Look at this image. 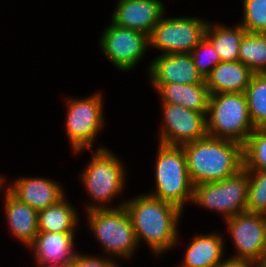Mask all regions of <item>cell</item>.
I'll return each instance as SVG.
<instances>
[{"instance_id": "cell-1", "label": "cell", "mask_w": 266, "mask_h": 267, "mask_svg": "<svg viewBox=\"0 0 266 267\" xmlns=\"http://www.w3.org/2000/svg\"><path fill=\"white\" fill-rule=\"evenodd\" d=\"M193 186L218 182L244 168L243 145L207 135L182 145Z\"/></svg>"}, {"instance_id": "cell-2", "label": "cell", "mask_w": 266, "mask_h": 267, "mask_svg": "<svg viewBox=\"0 0 266 267\" xmlns=\"http://www.w3.org/2000/svg\"><path fill=\"white\" fill-rule=\"evenodd\" d=\"M130 215L137 242L143 238L155 253L176 244V223L181 210L150 195L123 203Z\"/></svg>"}, {"instance_id": "cell-3", "label": "cell", "mask_w": 266, "mask_h": 267, "mask_svg": "<svg viewBox=\"0 0 266 267\" xmlns=\"http://www.w3.org/2000/svg\"><path fill=\"white\" fill-rule=\"evenodd\" d=\"M206 119L207 134L242 145L255 129L251 123L245 93L210 94ZM225 136V137H224Z\"/></svg>"}, {"instance_id": "cell-4", "label": "cell", "mask_w": 266, "mask_h": 267, "mask_svg": "<svg viewBox=\"0 0 266 267\" xmlns=\"http://www.w3.org/2000/svg\"><path fill=\"white\" fill-rule=\"evenodd\" d=\"M157 157V191L149 195L183 211L185 201L188 198L192 200L194 188L188 173L185 151L182 146L160 144Z\"/></svg>"}, {"instance_id": "cell-5", "label": "cell", "mask_w": 266, "mask_h": 267, "mask_svg": "<svg viewBox=\"0 0 266 267\" xmlns=\"http://www.w3.org/2000/svg\"><path fill=\"white\" fill-rule=\"evenodd\" d=\"M91 230L97 235L106 252L117 256H131L137 240L132 221L123 204L119 208L88 206Z\"/></svg>"}, {"instance_id": "cell-6", "label": "cell", "mask_w": 266, "mask_h": 267, "mask_svg": "<svg viewBox=\"0 0 266 267\" xmlns=\"http://www.w3.org/2000/svg\"><path fill=\"white\" fill-rule=\"evenodd\" d=\"M248 183V171L243 168L221 181L195 185L192 201L221 211L227 219L246 212Z\"/></svg>"}, {"instance_id": "cell-7", "label": "cell", "mask_w": 266, "mask_h": 267, "mask_svg": "<svg viewBox=\"0 0 266 267\" xmlns=\"http://www.w3.org/2000/svg\"><path fill=\"white\" fill-rule=\"evenodd\" d=\"M206 27L207 22L198 18H161L148 39L164 54L191 53L204 38Z\"/></svg>"}, {"instance_id": "cell-8", "label": "cell", "mask_w": 266, "mask_h": 267, "mask_svg": "<svg viewBox=\"0 0 266 267\" xmlns=\"http://www.w3.org/2000/svg\"><path fill=\"white\" fill-rule=\"evenodd\" d=\"M66 129L68 138L79 152L86 146L92 147V141L103 123L102 102L99 94L84 100H69Z\"/></svg>"}, {"instance_id": "cell-9", "label": "cell", "mask_w": 266, "mask_h": 267, "mask_svg": "<svg viewBox=\"0 0 266 267\" xmlns=\"http://www.w3.org/2000/svg\"><path fill=\"white\" fill-rule=\"evenodd\" d=\"M165 126L160 144L182 146L206 137L207 113L196 112L175 103H163Z\"/></svg>"}, {"instance_id": "cell-10", "label": "cell", "mask_w": 266, "mask_h": 267, "mask_svg": "<svg viewBox=\"0 0 266 267\" xmlns=\"http://www.w3.org/2000/svg\"><path fill=\"white\" fill-rule=\"evenodd\" d=\"M82 175L86 189L98 201L106 202L122 190L124 171L117 158L105 149H99Z\"/></svg>"}, {"instance_id": "cell-11", "label": "cell", "mask_w": 266, "mask_h": 267, "mask_svg": "<svg viewBox=\"0 0 266 267\" xmlns=\"http://www.w3.org/2000/svg\"><path fill=\"white\" fill-rule=\"evenodd\" d=\"M227 222L239 252L235 257L260 264L266 252V216L246 211L227 218Z\"/></svg>"}, {"instance_id": "cell-12", "label": "cell", "mask_w": 266, "mask_h": 267, "mask_svg": "<svg viewBox=\"0 0 266 267\" xmlns=\"http://www.w3.org/2000/svg\"><path fill=\"white\" fill-rule=\"evenodd\" d=\"M104 32L101 47L111 62L121 70H130L141 59L149 44L148 35L144 32L114 23Z\"/></svg>"}, {"instance_id": "cell-13", "label": "cell", "mask_w": 266, "mask_h": 267, "mask_svg": "<svg viewBox=\"0 0 266 267\" xmlns=\"http://www.w3.org/2000/svg\"><path fill=\"white\" fill-rule=\"evenodd\" d=\"M149 71L153 84L206 83L190 53L163 54L155 59Z\"/></svg>"}, {"instance_id": "cell-14", "label": "cell", "mask_w": 266, "mask_h": 267, "mask_svg": "<svg viewBox=\"0 0 266 267\" xmlns=\"http://www.w3.org/2000/svg\"><path fill=\"white\" fill-rule=\"evenodd\" d=\"M163 12V4L158 0H120L112 23L149 35Z\"/></svg>"}, {"instance_id": "cell-15", "label": "cell", "mask_w": 266, "mask_h": 267, "mask_svg": "<svg viewBox=\"0 0 266 267\" xmlns=\"http://www.w3.org/2000/svg\"><path fill=\"white\" fill-rule=\"evenodd\" d=\"M8 191L37 211L57 203L64 197L56 182L44 178H21Z\"/></svg>"}, {"instance_id": "cell-16", "label": "cell", "mask_w": 266, "mask_h": 267, "mask_svg": "<svg viewBox=\"0 0 266 267\" xmlns=\"http://www.w3.org/2000/svg\"><path fill=\"white\" fill-rule=\"evenodd\" d=\"M254 73L240 61L219 62L205 78L209 94L245 93Z\"/></svg>"}, {"instance_id": "cell-17", "label": "cell", "mask_w": 266, "mask_h": 267, "mask_svg": "<svg viewBox=\"0 0 266 267\" xmlns=\"http://www.w3.org/2000/svg\"><path fill=\"white\" fill-rule=\"evenodd\" d=\"M73 234L38 231L29 246L34 247L38 263L41 265L53 263L69 266L77 255L72 251Z\"/></svg>"}, {"instance_id": "cell-18", "label": "cell", "mask_w": 266, "mask_h": 267, "mask_svg": "<svg viewBox=\"0 0 266 267\" xmlns=\"http://www.w3.org/2000/svg\"><path fill=\"white\" fill-rule=\"evenodd\" d=\"M162 96V103H175L196 112L207 113L209 91L206 83L153 84Z\"/></svg>"}, {"instance_id": "cell-19", "label": "cell", "mask_w": 266, "mask_h": 267, "mask_svg": "<svg viewBox=\"0 0 266 267\" xmlns=\"http://www.w3.org/2000/svg\"><path fill=\"white\" fill-rule=\"evenodd\" d=\"M5 212L14 235L30 245L38 233V211L6 191Z\"/></svg>"}, {"instance_id": "cell-20", "label": "cell", "mask_w": 266, "mask_h": 267, "mask_svg": "<svg viewBox=\"0 0 266 267\" xmlns=\"http://www.w3.org/2000/svg\"><path fill=\"white\" fill-rule=\"evenodd\" d=\"M223 244L220 236L195 237L187 248L183 267H216L221 263Z\"/></svg>"}, {"instance_id": "cell-21", "label": "cell", "mask_w": 266, "mask_h": 267, "mask_svg": "<svg viewBox=\"0 0 266 267\" xmlns=\"http://www.w3.org/2000/svg\"><path fill=\"white\" fill-rule=\"evenodd\" d=\"M246 32L241 25L235 29L217 25L213 29L207 24L204 37L215 48L222 62H235L239 61V48Z\"/></svg>"}, {"instance_id": "cell-22", "label": "cell", "mask_w": 266, "mask_h": 267, "mask_svg": "<svg viewBox=\"0 0 266 267\" xmlns=\"http://www.w3.org/2000/svg\"><path fill=\"white\" fill-rule=\"evenodd\" d=\"M38 231L74 233L77 215L64 197L57 203L38 211Z\"/></svg>"}, {"instance_id": "cell-23", "label": "cell", "mask_w": 266, "mask_h": 267, "mask_svg": "<svg viewBox=\"0 0 266 267\" xmlns=\"http://www.w3.org/2000/svg\"><path fill=\"white\" fill-rule=\"evenodd\" d=\"M239 61L254 74L266 73V33L246 32L239 48Z\"/></svg>"}, {"instance_id": "cell-24", "label": "cell", "mask_w": 266, "mask_h": 267, "mask_svg": "<svg viewBox=\"0 0 266 267\" xmlns=\"http://www.w3.org/2000/svg\"><path fill=\"white\" fill-rule=\"evenodd\" d=\"M248 113L254 128H266V74H253L245 90Z\"/></svg>"}, {"instance_id": "cell-25", "label": "cell", "mask_w": 266, "mask_h": 267, "mask_svg": "<svg viewBox=\"0 0 266 267\" xmlns=\"http://www.w3.org/2000/svg\"><path fill=\"white\" fill-rule=\"evenodd\" d=\"M244 168L266 170V128H255L243 145Z\"/></svg>"}, {"instance_id": "cell-26", "label": "cell", "mask_w": 266, "mask_h": 267, "mask_svg": "<svg viewBox=\"0 0 266 267\" xmlns=\"http://www.w3.org/2000/svg\"><path fill=\"white\" fill-rule=\"evenodd\" d=\"M248 179L246 211L266 215V170L248 171Z\"/></svg>"}, {"instance_id": "cell-27", "label": "cell", "mask_w": 266, "mask_h": 267, "mask_svg": "<svg viewBox=\"0 0 266 267\" xmlns=\"http://www.w3.org/2000/svg\"><path fill=\"white\" fill-rule=\"evenodd\" d=\"M243 26L247 32L266 33V0H244Z\"/></svg>"}, {"instance_id": "cell-28", "label": "cell", "mask_w": 266, "mask_h": 267, "mask_svg": "<svg viewBox=\"0 0 266 267\" xmlns=\"http://www.w3.org/2000/svg\"><path fill=\"white\" fill-rule=\"evenodd\" d=\"M200 51L205 53V56L207 57V59L205 60H207L208 63L202 60V57H200ZM190 54L192 55V58L194 60L195 67L204 79L210 74L211 70L219 62H221L219 54L205 37L191 51ZM209 64H213V66L210 68V66H208Z\"/></svg>"}, {"instance_id": "cell-29", "label": "cell", "mask_w": 266, "mask_h": 267, "mask_svg": "<svg viewBox=\"0 0 266 267\" xmlns=\"http://www.w3.org/2000/svg\"><path fill=\"white\" fill-rule=\"evenodd\" d=\"M68 267H117L116 264L109 261L108 259L104 260L101 258H95L85 255H76L74 260L70 263Z\"/></svg>"}, {"instance_id": "cell-30", "label": "cell", "mask_w": 266, "mask_h": 267, "mask_svg": "<svg viewBox=\"0 0 266 267\" xmlns=\"http://www.w3.org/2000/svg\"><path fill=\"white\" fill-rule=\"evenodd\" d=\"M253 265L259 267V264L250 259L232 257L226 261H222L216 267H251Z\"/></svg>"}, {"instance_id": "cell-31", "label": "cell", "mask_w": 266, "mask_h": 267, "mask_svg": "<svg viewBox=\"0 0 266 267\" xmlns=\"http://www.w3.org/2000/svg\"><path fill=\"white\" fill-rule=\"evenodd\" d=\"M259 267H266V252L263 261L259 264Z\"/></svg>"}, {"instance_id": "cell-32", "label": "cell", "mask_w": 266, "mask_h": 267, "mask_svg": "<svg viewBox=\"0 0 266 267\" xmlns=\"http://www.w3.org/2000/svg\"><path fill=\"white\" fill-rule=\"evenodd\" d=\"M50 267H68L66 265H62V264H51Z\"/></svg>"}, {"instance_id": "cell-33", "label": "cell", "mask_w": 266, "mask_h": 267, "mask_svg": "<svg viewBox=\"0 0 266 267\" xmlns=\"http://www.w3.org/2000/svg\"><path fill=\"white\" fill-rule=\"evenodd\" d=\"M2 183H4V180L2 178H0V188L2 187Z\"/></svg>"}]
</instances>
